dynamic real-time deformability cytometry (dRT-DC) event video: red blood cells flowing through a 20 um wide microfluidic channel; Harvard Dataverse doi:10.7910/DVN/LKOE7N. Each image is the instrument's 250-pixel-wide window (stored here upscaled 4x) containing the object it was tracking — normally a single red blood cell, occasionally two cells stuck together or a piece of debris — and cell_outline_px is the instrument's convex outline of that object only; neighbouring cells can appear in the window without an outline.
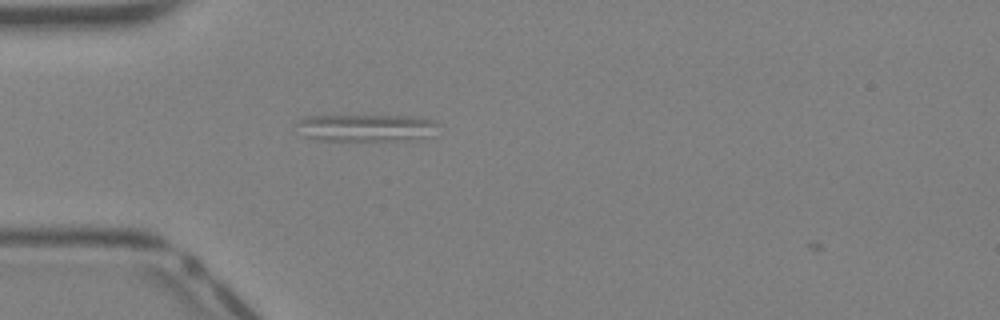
{"species": "Egyptian fruit bat (a non-hibernating species)", "species_latin": "Rousettus aegyptiacus", "temperature_condition": "warm", "stored_images_in_passage": 3, "camera_frame_rate_fps": 3000, "um_per_image_px": 0.085, "animal": {"sex": "female"}, "frame": {"image": 1, "passage_image": 2, "time_ms": 0.333, "image_size_px": [1000, 320], "cell_outline_px": [[440, 124], [424, 136], [408, 140], [316, 140], [304, 136], [296, 124], [304, 116], [408, 116], [432, 120]], "centroid_in_image_um": [31.03, 10.85], "position_along_channel_um": 54.0, "area_um2": 21.91}}